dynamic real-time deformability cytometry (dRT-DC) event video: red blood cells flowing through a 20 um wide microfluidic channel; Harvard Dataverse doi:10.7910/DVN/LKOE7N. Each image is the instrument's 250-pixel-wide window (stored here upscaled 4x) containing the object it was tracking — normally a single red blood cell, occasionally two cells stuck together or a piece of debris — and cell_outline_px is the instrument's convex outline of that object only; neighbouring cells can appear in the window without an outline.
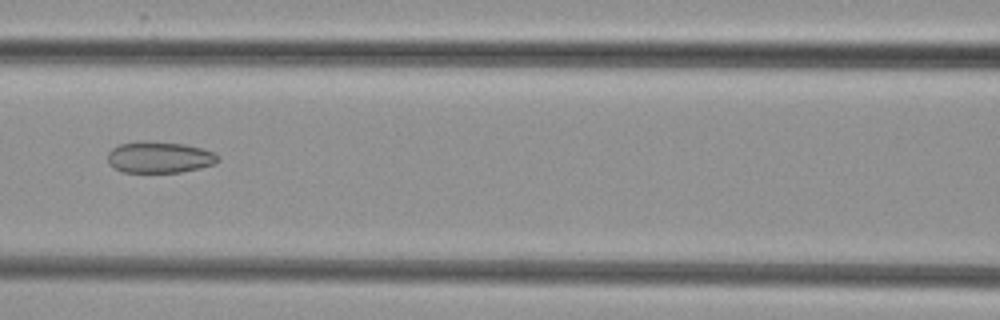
{"species": "common noctule bat (a hibernating species)", "species_latin": "Nyctalus noctula", "temperature_condition": "cold", "stored_images_in_passage": 6, "camera_frame_rate_fps": 3000, "um_per_image_px": 0.085, "animal": {"sex": "female", "body_mass_g": 29.2, "forearm_length_mm": 56.3}, "frame": {"image": 1, "passage_image": 6, "time_ms": 6.667, "image_size_px": [1000, 320], "cell_outline_px": [[220, 160], [216, 164], [200, 168], [180, 172], [120, 172], [112, 168], [108, 164], [108, 152], [112, 148], [120, 144], [144, 140], [184, 144], [204, 148], [220, 156]], "centroid_in_image_um": [13.55, 13.37], "position_along_channel_um": 153.0, "area_um2": 20.52}}